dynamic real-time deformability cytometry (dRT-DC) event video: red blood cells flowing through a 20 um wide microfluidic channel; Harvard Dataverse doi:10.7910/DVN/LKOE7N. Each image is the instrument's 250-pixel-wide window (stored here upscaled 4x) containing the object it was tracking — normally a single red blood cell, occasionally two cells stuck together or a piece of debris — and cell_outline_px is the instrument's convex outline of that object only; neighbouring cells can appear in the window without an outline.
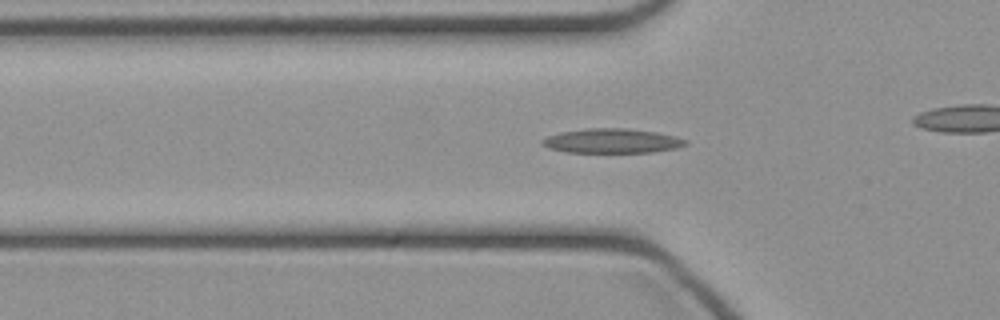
{"species": "common noctule bat (a hibernating species)", "species_latin": "Nyctalus noctula", "temperature_condition": "cold", "stored_images_in_passage": 34, "camera_frame_rate_fps": 3000, "um_per_image_px": 0.085, "animal": {"sex": "female", "body_mass_g": 21.9}, "frame": {"image": 1, "passage_image": 11, "time_ms": 3.333, "image_size_px": [1000, 320], "cell_outline_px": [[688, 144], [676, 148], [652, 152], [568, 152], [548, 148], [540, 144], [540, 140], [548, 136], [560, 132], [588, 128], [624, 128], [656, 132], [676, 136], [688, 140]], "centroid_in_image_um": [52.01, 11.97], "position_along_channel_um": 73.8, "area_um2": 20.46}}
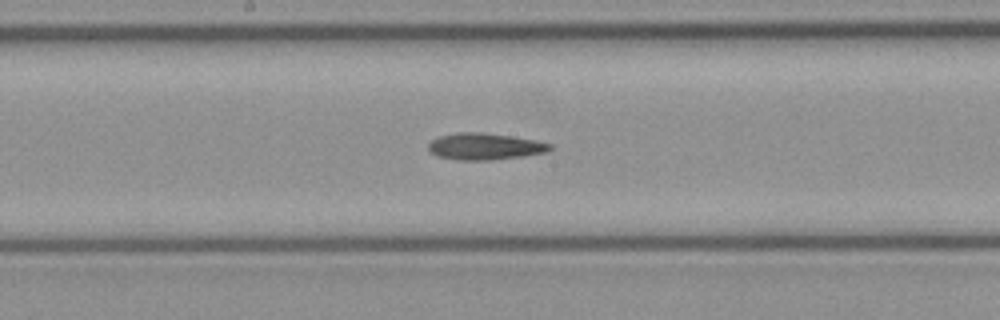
{"frame": {"image": 2, "passage_image": 20, "time_ms": 6.333, "image_size_px": [1000, 320], "cell_outline_px": [[552, 148], [548, 152], [524, 156], [492, 160], [456, 160], [436, 156], [428, 148], [428, 144], [432, 140], [440, 136], [460, 132], [480, 132], [512, 136], [536, 140], [552, 144]], "centroid_in_image_um": [41.23, 12.45], "position_along_channel_um": 207.0, "area_um2": 18.96}}
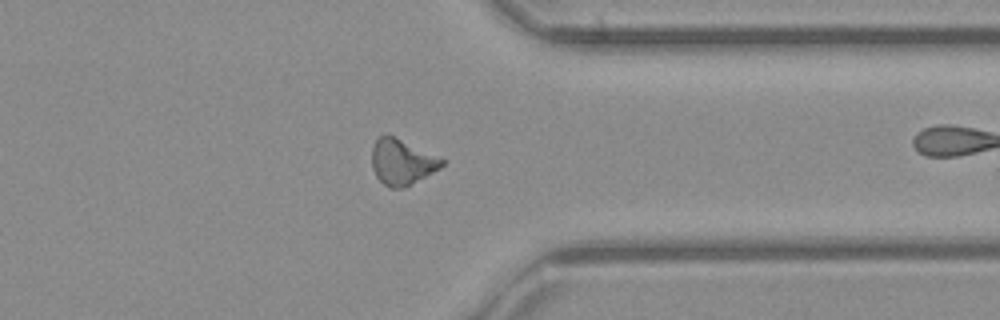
{"frame": {"image": 3, "passage_image": 32, "time_ms": 10.333, "image_size_px": [1000, 320], "cell_outline_px": [[448, 160], [440, 168], [404, 188], [388, 188], [376, 176], [372, 168], [372, 148], [376, 140], [380, 136], [392, 136]], "centroid_in_image_um": [34.18, 13.79], "position_along_channel_um": 377.2, "area_um2": 18.44}}